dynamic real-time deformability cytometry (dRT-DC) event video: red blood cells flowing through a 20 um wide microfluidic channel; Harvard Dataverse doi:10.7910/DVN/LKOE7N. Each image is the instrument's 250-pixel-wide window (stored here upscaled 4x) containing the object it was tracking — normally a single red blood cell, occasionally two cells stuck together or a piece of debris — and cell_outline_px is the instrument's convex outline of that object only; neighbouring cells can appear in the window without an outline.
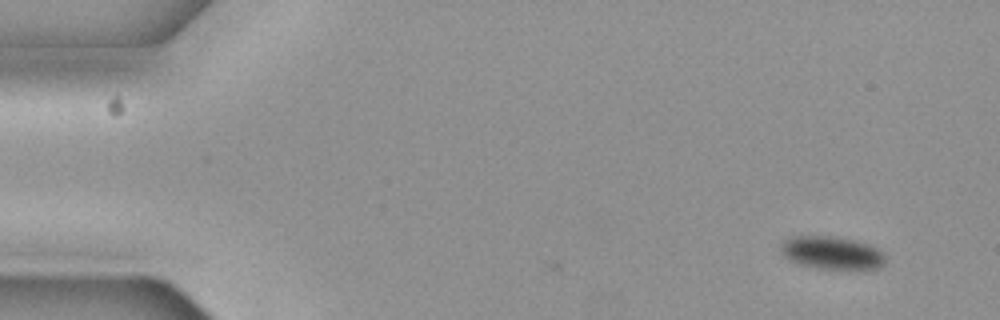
{"species": "common noctule bat (a hibernating species)", "species_latin": "Nyctalus noctula", "temperature_condition": "cold", "stored_images_in_passage": 3, "camera_frame_rate_fps": 3000, "um_per_image_px": 0.085, "animal": {"sex": "female", "body_mass_g": 19.3, "forearm_length_mm": 54.1}, "frame": {"image": 1, "passage_image": 1, "time_ms": 0.0, "image_size_px": [1000, 320], "cell_outline_px": [[884, 264], [880, 268], [856, 272], [816, 268], [796, 264], [784, 256], [780, 252], [780, 244], [784, 240], [792, 236], [832, 236], [852, 240], [868, 244], [876, 248], [884, 256]], "centroid_in_image_um": [70.7, 21.54], "position_along_channel_um": 14.3, "area_um2": 20.75}}